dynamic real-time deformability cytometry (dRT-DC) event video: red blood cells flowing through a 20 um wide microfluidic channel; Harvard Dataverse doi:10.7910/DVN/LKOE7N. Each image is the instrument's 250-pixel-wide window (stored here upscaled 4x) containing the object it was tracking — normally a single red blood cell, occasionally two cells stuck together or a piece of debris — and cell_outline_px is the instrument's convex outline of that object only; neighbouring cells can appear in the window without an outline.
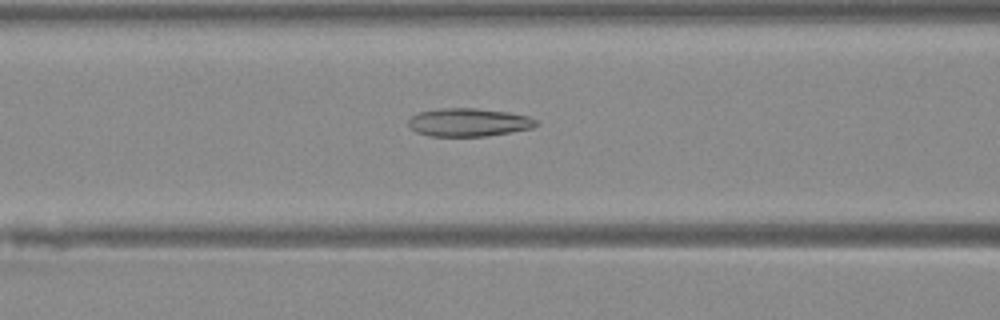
{"species": "Egyptian fruit bat (a non-hibernating species)", "species_latin": "Rousettus aegyptiacus", "temperature_condition": "warm", "stored_images_in_passage": 36, "camera_frame_rate_fps": 3000, "um_per_image_px": 0.085, "animal": {"sex": "female"}, "frame": {"image": 1, "passage_image": 8, "time_ms": 2.333, "image_size_px": [1000, 320], "cell_outline_px": [[536, 124], [532, 128], [512, 132], [488, 136], [428, 136], [416, 132], [408, 124], [408, 120], [416, 112], [444, 108], [476, 108], [508, 112], [528, 116], [536, 120]], "centroid_in_image_um": [39.81, 10.4], "position_along_channel_um": 126.8, "area_um2": 20.98}}
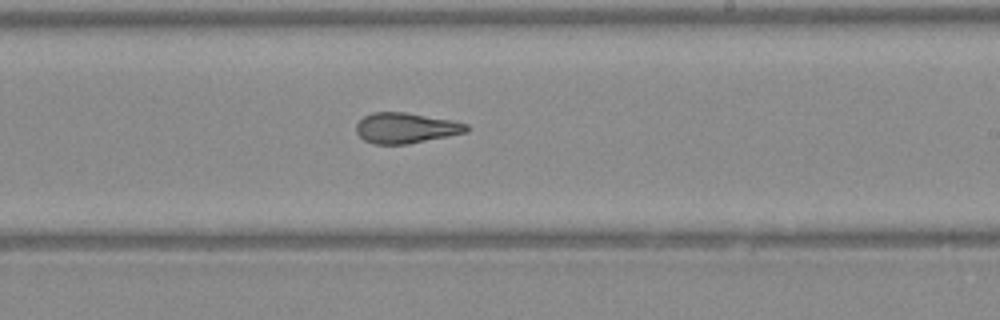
{"frame": {"image": 2, "passage_image": 17, "time_ms": 5.333, "image_size_px": [1000, 320], "cell_outline_px": [[472, 128], [468, 132], [408, 144], [372, 144], [364, 140], [356, 132], [356, 124], [364, 116], [372, 112], [408, 112], [452, 120], [468, 124]], "centroid_in_image_um": [34.52, 10.87], "position_along_channel_um": 254.5, "area_um2": 19.83}}
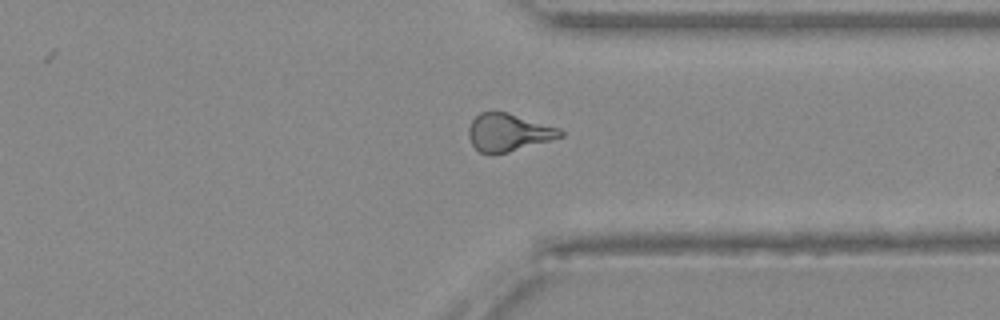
{"frame": {"image": 3, "passage_image": 25, "time_ms": 8.0, "image_size_px": [1000, 320], "cell_outline_px": [[564, 136], [508, 152], [480, 152], [472, 144], [468, 136], [468, 128], [472, 120], [480, 112], [508, 112], [560, 128], [564, 132]], "centroid_in_image_um": [43.23, 11.23], "position_along_channel_um": 368.2, "area_um2": 19.83}}